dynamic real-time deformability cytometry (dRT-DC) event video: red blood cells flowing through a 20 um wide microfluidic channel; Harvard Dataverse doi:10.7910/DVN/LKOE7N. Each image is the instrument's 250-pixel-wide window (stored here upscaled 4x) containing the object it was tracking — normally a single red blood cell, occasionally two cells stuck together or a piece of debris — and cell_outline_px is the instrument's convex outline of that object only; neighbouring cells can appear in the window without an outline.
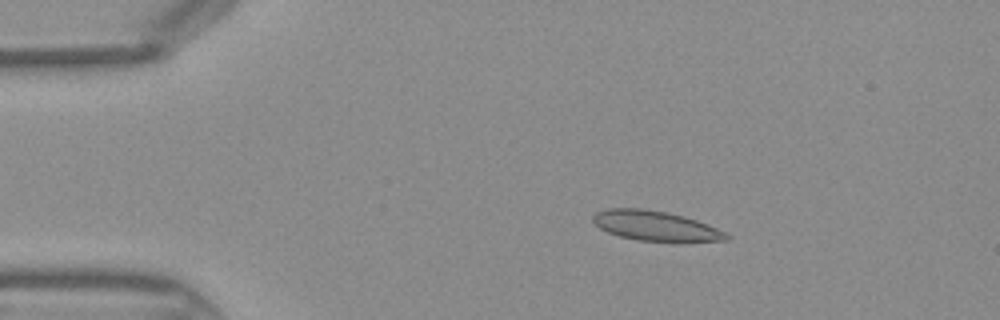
{"species": "Egyptian fruit bat (a non-hibernating species)", "species_latin": "Rousettus aegyptiacus", "temperature_condition": "warm", "stored_images_in_passage": 43, "camera_frame_rate_fps": 3000, "um_per_image_px": 0.085, "frame": {"image": 1, "passage_image": 7, "time_ms": 2.0, "image_size_px": [1000, 320], "cell_outline_px": [[732, 236], [728, 240], [680, 244], [636, 240], [620, 236], [608, 232], [600, 228], [592, 220], [592, 216], [596, 212], [608, 208], [640, 208], [668, 212], [684, 216], [708, 224]], "centroid_in_image_um": [55.79, 19.24], "position_along_channel_um": 29.2, "area_um2": 24.04}}
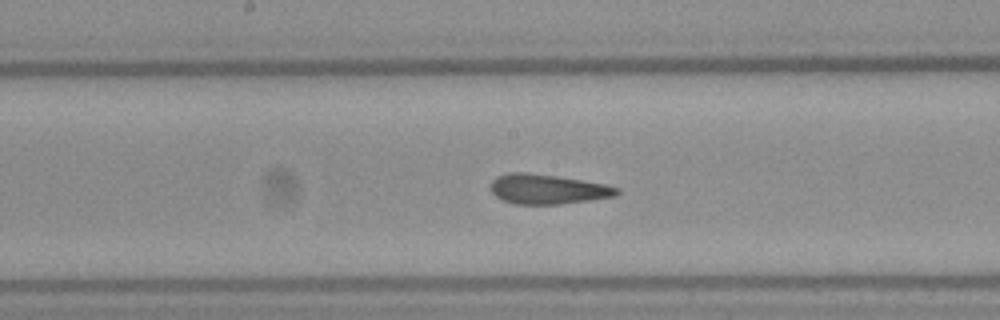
{"frame": {"image": 2, "passage_image": 22, "time_ms": 7.0, "image_size_px": [1000, 320], "cell_outline_px": [[620, 192], [616, 196], [560, 204], [516, 204], [504, 200], [496, 196], [492, 192], [492, 180], [496, 176], [508, 172], [528, 172], [556, 176], [608, 184], [620, 188]], "centroid_in_image_um": [46.57, 16.06], "position_along_channel_um": 201.6, "area_um2": 21.91}}
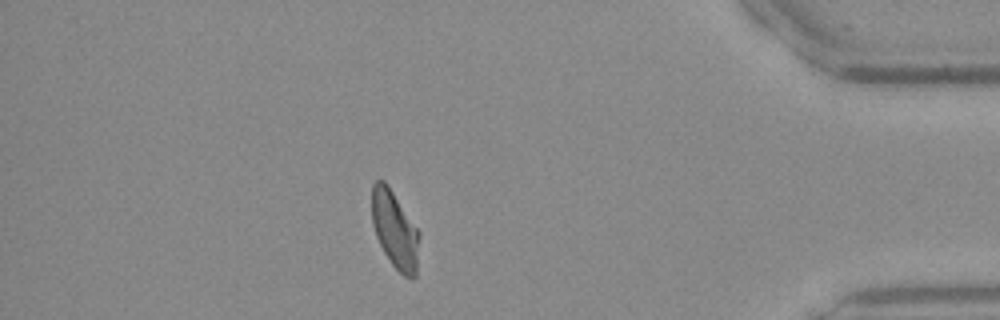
{"frame": {"image": 3, "passage_image": 38, "time_ms": 12.333, "image_size_px": [1000, 320], "cell_outline_px": [[420, 236], [416, 276], [412, 280], [404, 276], [392, 264], [384, 252], [376, 236], [372, 224], [372, 184], [376, 180], [384, 180], [420, 232]], "centroid_in_image_um": [33.57, 19.55], "position_along_channel_um": 401.6, "area_um2": 21.33}}